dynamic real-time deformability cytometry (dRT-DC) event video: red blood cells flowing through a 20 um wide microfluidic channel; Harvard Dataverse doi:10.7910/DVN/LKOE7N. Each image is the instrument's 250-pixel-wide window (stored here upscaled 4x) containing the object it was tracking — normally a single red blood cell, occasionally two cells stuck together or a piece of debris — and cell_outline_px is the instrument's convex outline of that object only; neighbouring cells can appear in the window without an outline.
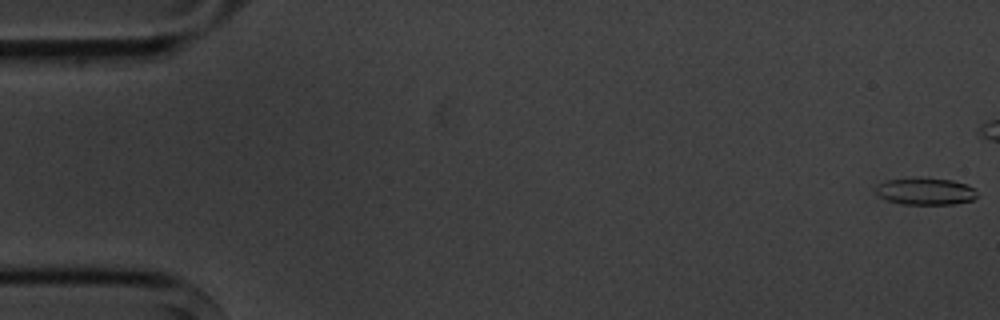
{"species": "common noctule bat (a hibernating species)", "species_latin": "Nyctalus noctula", "temperature_condition": "cold", "stored_images_in_passage": 6, "camera_frame_rate_fps": 3000, "um_per_image_px": 0.085, "animal": {"sex": "male", "body_mass_g": 20.1, "forearm_length_mm": 53.5}, "frame": {"image": 1, "passage_image": 1, "time_ms": 0.0, "image_size_px": [1000, 320], "cell_outline_px": [[976, 196], [972, 200], [956, 204], [900, 204], [884, 200], [876, 192], [876, 184], [888, 180], [920, 176], [952, 180], [968, 184], [976, 192]], "centroid_in_image_um": [78.63, 16.24], "position_along_channel_um": 6.4, "area_um2": 16.3}}